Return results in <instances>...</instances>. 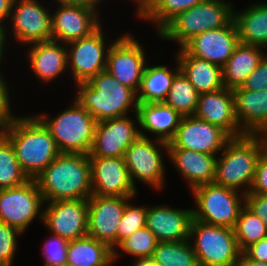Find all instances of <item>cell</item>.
Segmentation results:
<instances>
[{
  "label": "cell",
  "mask_w": 267,
  "mask_h": 266,
  "mask_svg": "<svg viewBox=\"0 0 267 266\" xmlns=\"http://www.w3.org/2000/svg\"><path fill=\"white\" fill-rule=\"evenodd\" d=\"M137 4V16L153 1V0H134Z\"/></svg>",
  "instance_id": "cell-50"
},
{
  "label": "cell",
  "mask_w": 267,
  "mask_h": 266,
  "mask_svg": "<svg viewBox=\"0 0 267 266\" xmlns=\"http://www.w3.org/2000/svg\"><path fill=\"white\" fill-rule=\"evenodd\" d=\"M191 192L197 207L193 209V219L234 228L245 206V194L215 182L200 185Z\"/></svg>",
  "instance_id": "cell-8"
},
{
  "label": "cell",
  "mask_w": 267,
  "mask_h": 266,
  "mask_svg": "<svg viewBox=\"0 0 267 266\" xmlns=\"http://www.w3.org/2000/svg\"><path fill=\"white\" fill-rule=\"evenodd\" d=\"M233 230L241 252L267 236L266 224L246 205L241 209Z\"/></svg>",
  "instance_id": "cell-36"
},
{
  "label": "cell",
  "mask_w": 267,
  "mask_h": 266,
  "mask_svg": "<svg viewBox=\"0 0 267 266\" xmlns=\"http://www.w3.org/2000/svg\"><path fill=\"white\" fill-rule=\"evenodd\" d=\"M263 47L239 43L222 67L223 86L228 89L241 87L265 56ZM264 52V53H263Z\"/></svg>",
  "instance_id": "cell-28"
},
{
  "label": "cell",
  "mask_w": 267,
  "mask_h": 266,
  "mask_svg": "<svg viewBox=\"0 0 267 266\" xmlns=\"http://www.w3.org/2000/svg\"><path fill=\"white\" fill-rule=\"evenodd\" d=\"M258 135L262 139L264 152L267 153V126Z\"/></svg>",
  "instance_id": "cell-51"
},
{
  "label": "cell",
  "mask_w": 267,
  "mask_h": 266,
  "mask_svg": "<svg viewBox=\"0 0 267 266\" xmlns=\"http://www.w3.org/2000/svg\"><path fill=\"white\" fill-rule=\"evenodd\" d=\"M241 88L249 91L267 90V54H265L256 69L247 77Z\"/></svg>",
  "instance_id": "cell-42"
},
{
  "label": "cell",
  "mask_w": 267,
  "mask_h": 266,
  "mask_svg": "<svg viewBox=\"0 0 267 266\" xmlns=\"http://www.w3.org/2000/svg\"><path fill=\"white\" fill-rule=\"evenodd\" d=\"M44 202L92 195L89 155L60 153L36 178Z\"/></svg>",
  "instance_id": "cell-1"
},
{
  "label": "cell",
  "mask_w": 267,
  "mask_h": 266,
  "mask_svg": "<svg viewBox=\"0 0 267 266\" xmlns=\"http://www.w3.org/2000/svg\"><path fill=\"white\" fill-rule=\"evenodd\" d=\"M162 149L166 153H163ZM163 154H168V143L150 138V136L140 135L127 148L124 160L135 187L136 180L155 190L165 186L166 170Z\"/></svg>",
  "instance_id": "cell-9"
},
{
  "label": "cell",
  "mask_w": 267,
  "mask_h": 266,
  "mask_svg": "<svg viewBox=\"0 0 267 266\" xmlns=\"http://www.w3.org/2000/svg\"><path fill=\"white\" fill-rule=\"evenodd\" d=\"M158 244L155 235L147 228L136 230L129 237L122 240L113 250L114 262L119 258L120 251L138 258H152ZM118 248V249H117Z\"/></svg>",
  "instance_id": "cell-37"
},
{
  "label": "cell",
  "mask_w": 267,
  "mask_h": 266,
  "mask_svg": "<svg viewBox=\"0 0 267 266\" xmlns=\"http://www.w3.org/2000/svg\"><path fill=\"white\" fill-rule=\"evenodd\" d=\"M248 259L267 263V236L242 252Z\"/></svg>",
  "instance_id": "cell-45"
},
{
  "label": "cell",
  "mask_w": 267,
  "mask_h": 266,
  "mask_svg": "<svg viewBox=\"0 0 267 266\" xmlns=\"http://www.w3.org/2000/svg\"><path fill=\"white\" fill-rule=\"evenodd\" d=\"M233 3L226 0H204L179 13L157 35L183 47L195 35L227 26L233 20Z\"/></svg>",
  "instance_id": "cell-5"
},
{
  "label": "cell",
  "mask_w": 267,
  "mask_h": 266,
  "mask_svg": "<svg viewBox=\"0 0 267 266\" xmlns=\"http://www.w3.org/2000/svg\"><path fill=\"white\" fill-rule=\"evenodd\" d=\"M67 264L72 266H112L113 250L87 235L68 242Z\"/></svg>",
  "instance_id": "cell-30"
},
{
  "label": "cell",
  "mask_w": 267,
  "mask_h": 266,
  "mask_svg": "<svg viewBox=\"0 0 267 266\" xmlns=\"http://www.w3.org/2000/svg\"><path fill=\"white\" fill-rule=\"evenodd\" d=\"M194 116L222 128L231 137L245 135L236 118L232 89L223 87L200 94Z\"/></svg>",
  "instance_id": "cell-21"
},
{
  "label": "cell",
  "mask_w": 267,
  "mask_h": 266,
  "mask_svg": "<svg viewBox=\"0 0 267 266\" xmlns=\"http://www.w3.org/2000/svg\"><path fill=\"white\" fill-rule=\"evenodd\" d=\"M174 168L183 176L192 191L194 188L212 183L215 179L217 155L181 148H168L166 155Z\"/></svg>",
  "instance_id": "cell-23"
},
{
  "label": "cell",
  "mask_w": 267,
  "mask_h": 266,
  "mask_svg": "<svg viewBox=\"0 0 267 266\" xmlns=\"http://www.w3.org/2000/svg\"><path fill=\"white\" fill-rule=\"evenodd\" d=\"M204 0H153L139 15V19L157 25V34L179 13Z\"/></svg>",
  "instance_id": "cell-32"
},
{
  "label": "cell",
  "mask_w": 267,
  "mask_h": 266,
  "mask_svg": "<svg viewBox=\"0 0 267 266\" xmlns=\"http://www.w3.org/2000/svg\"><path fill=\"white\" fill-rule=\"evenodd\" d=\"M14 1L15 0H0V26L6 27V25L2 23L6 22V19L9 21Z\"/></svg>",
  "instance_id": "cell-46"
},
{
  "label": "cell",
  "mask_w": 267,
  "mask_h": 266,
  "mask_svg": "<svg viewBox=\"0 0 267 266\" xmlns=\"http://www.w3.org/2000/svg\"><path fill=\"white\" fill-rule=\"evenodd\" d=\"M245 205L267 226V195L257 193L245 194Z\"/></svg>",
  "instance_id": "cell-44"
},
{
  "label": "cell",
  "mask_w": 267,
  "mask_h": 266,
  "mask_svg": "<svg viewBox=\"0 0 267 266\" xmlns=\"http://www.w3.org/2000/svg\"><path fill=\"white\" fill-rule=\"evenodd\" d=\"M193 208L178 209L166 205L148 206L146 227L158 242L189 240Z\"/></svg>",
  "instance_id": "cell-22"
},
{
  "label": "cell",
  "mask_w": 267,
  "mask_h": 266,
  "mask_svg": "<svg viewBox=\"0 0 267 266\" xmlns=\"http://www.w3.org/2000/svg\"><path fill=\"white\" fill-rule=\"evenodd\" d=\"M75 85L78 91L74 99L97 122L126 116L129 110L137 113V93L120 83L107 70L98 73L87 82Z\"/></svg>",
  "instance_id": "cell-3"
},
{
  "label": "cell",
  "mask_w": 267,
  "mask_h": 266,
  "mask_svg": "<svg viewBox=\"0 0 267 266\" xmlns=\"http://www.w3.org/2000/svg\"><path fill=\"white\" fill-rule=\"evenodd\" d=\"M38 0H15L10 12L11 35L20 44L51 40V14Z\"/></svg>",
  "instance_id": "cell-17"
},
{
  "label": "cell",
  "mask_w": 267,
  "mask_h": 266,
  "mask_svg": "<svg viewBox=\"0 0 267 266\" xmlns=\"http://www.w3.org/2000/svg\"><path fill=\"white\" fill-rule=\"evenodd\" d=\"M43 225L67 241L88 235V199L45 202Z\"/></svg>",
  "instance_id": "cell-16"
},
{
  "label": "cell",
  "mask_w": 267,
  "mask_h": 266,
  "mask_svg": "<svg viewBox=\"0 0 267 266\" xmlns=\"http://www.w3.org/2000/svg\"><path fill=\"white\" fill-rule=\"evenodd\" d=\"M137 115L141 136L153 134L154 139L169 143L175 136L182 116L173 108L160 103H138ZM144 131V132H142Z\"/></svg>",
  "instance_id": "cell-25"
},
{
  "label": "cell",
  "mask_w": 267,
  "mask_h": 266,
  "mask_svg": "<svg viewBox=\"0 0 267 266\" xmlns=\"http://www.w3.org/2000/svg\"><path fill=\"white\" fill-rule=\"evenodd\" d=\"M96 7L87 2L58 5L51 14V40L68 44L90 36L102 24Z\"/></svg>",
  "instance_id": "cell-13"
},
{
  "label": "cell",
  "mask_w": 267,
  "mask_h": 266,
  "mask_svg": "<svg viewBox=\"0 0 267 266\" xmlns=\"http://www.w3.org/2000/svg\"><path fill=\"white\" fill-rule=\"evenodd\" d=\"M55 139L60 153L89 155L94 141L96 119L75 99L70 107L54 118L35 115Z\"/></svg>",
  "instance_id": "cell-6"
},
{
  "label": "cell",
  "mask_w": 267,
  "mask_h": 266,
  "mask_svg": "<svg viewBox=\"0 0 267 266\" xmlns=\"http://www.w3.org/2000/svg\"><path fill=\"white\" fill-rule=\"evenodd\" d=\"M8 37L7 35V27H2L0 26V64H2L3 61V55H5V42H7L6 38ZM1 67V65H0ZM0 77H4V74L0 71Z\"/></svg>",
  "instance_id": "cell-47"
},
{
  "label": "cell",
  "mask_w": 267,
  "mask_h": 266,
  "mask_svg": "<svg viewBox=\"0 0 267 266\" xmlns=\"http://www.w3.org/2000/svg\"><path fill=\"white\" fill-rule=\"evenodd\" d=\"M233 20L240 43L267 48V2L249 4L239 12L234 9Z\"/></svg>",
  "instance_id": "cell-29"
},
{
  "label": "cell",
  "mask_w": 267,
  "mask_h": 266,
  "mask_svg": "<svg viewBox=\"0 0 267 266\" xmlns=\"http://www.w3.org/2000/svg\"><path fill=\"white\" fill-rule=\"evenodd\" d=\"M3 134L11 142L19 165L30 179H35L60 154L55 139L34 115H18Z\"/></svg>",
  "instance_id": "cell-2"
},
{
  "label": "cell",
  "mask_w": 267,
  "mask_h": 266,
  "mask_svg": "<svg viewBox=\"0 0 267 266\" xmlns=\"http://www.w3.org/2000/svg\"><path fill=\"white\" fill-rule=\"evenodd\" d=\"M9 85L5 81V77H0V134H3L7 128L18 117L12 114L10 107ZM11 109V110H10Z\"/></svg>",
  "instance_id": "cell-41"
},
{
  "label": "cell",
  "mask_w": 267,
  "mask_h": 266,
  "mask_svg": "<svg viewBox=\"0 0 267 266\" xmlns=\"http://www.w3.org/2000/svg\"><path fill=\"white\" fill-rule=\"evenodd\" d=\"M131 266H159L153 258L135 259Z\"/></svg>",
  "instance_id": "cell-49"
},
{
  "label": "cell",
  "mask_w": 267,
  "mask_h": 266,
  "mask_svg": "<svg viewBox=\"0 0 267 266\" xmlns=\"http://www.w3.org/2000/svg\"><path fill=\"white\" fill-rule=\"evenodd\" d=\"M232 91L241 130L245 134H259L267 126V90L249 91L238 87Z\"/></svg>",
  "instance_id": "cell-26"
},
{
  "label": "cell",
  "mask_w": 267,
  "mask_h": 266,
  "mask_svg": "<svg viewBox=\"0 0 267 266\" xmlns=\"http://www.w3.org/2000/svg\"><path fill=\"white\" fill-rule=\"evenodd\" d=\"M199 93L191 82L180 71L174 78L164 103L181 116L194 115L199 99Z\"/></svg>",
  "instance_id": "cell-33"
},
{
  "label": "cell",
  "mask_w": 267,
  "mask_h": 266,
  "mask_svg": "<svg viewBox=\"0 0 267 266\" xmlns=\"http://www.w3.org/2000/svg\"><path fill=\"white\" fill-rule=\"evenodd\" d=\"M135 38L127 32L114 39L108 51L106 70L137 93L148 61Z\"/></svg>",
  "instance_id": "cell-12"
},
{
  "label": "cell",
  "mask_w": 267,
  "mask_h": 266,
  "mask_svg": "<svg viewBox=\"0 0 267 266\" xmlns=\"http://www.w3.org/2000/svg\"><path fill=\"white\" fill-rule=\"evenodd\" d=\"M45 202L35 179L20 186L0 190V222L25 233L38 218L43 222ZM43 205V206H42Z\"/></svg>",
  "instance_id": "cell-10"
},
{
  "label": "cell",
  "mask_w": 267,
  "mask_h": 266,
  "mask_svg": "<svg viewBox=\"0 0 267 266\" xmlns=\"http://www.w3.org/2000/svg\"><path fill=\"white\" fill-rule=\"evenodd\" d=\"M92 195L137 196L124 157H89Z\"/></svg>",
  "instance_id": "cell-19"
},
{
  "label": "cell",
  "mask_w": 267,
  "mask_h": 266,
  "mask_svg": "<svg viewBox=\"0 0 267 266\" xmlns=\"http://www.w3.org/2000/svg\"><path fill=\"white\" fill-rule=\"evenodd\" d=\"M263 151V142L258 134L232 137L218 154L213 182L237 191L243 188L240 192L249 193Z\"/></svg>",
  "instance_id": "cell-4"
},
{
  "label": "cell",
  "mask_w": 267,
  "mask_h": 266,
  "mask_svg": "<svg viewBox=\"0 0 267 266\" xmlns=\"http://www.w3.org/2000/svg\"><path fill=\"white\" fill-rule=\"evenodd\" d=\"M57 5H71V4H80L85 2L84 0H55ZM59 3V4H58Z\"/></svg>",
  "instance_id": "cell-52"
},
{
  "label": "cell",
  "mask_w": 267,
  "mask_h": 266,
  "mask_svg": "<svg viewBox=\"0 0 267 266\" xmlns=\"http://www.w3.org/2000/svg\"><path fill=\"white\" fill-rule=\"evenodd\" d=\"M249 193L267 195V153L264 151L258 159L254 180Z\"/></svg>",
  "instance_id": "cell-43"
},
{
  "label": "cell",
  "mask_w": 267,
  "mask_h": 266,
  "mask_svg": "<svg viewBox=\"0 0 267 266\" xmlns=\"http://www.w3.org/2000/svg\"><path fill=\"white\" fill-rule=\"evenodd\" d=\"M29 180L19 165L11 142L0 134V190L20 186Z\"/></svg>",
  "instance_id": "cell-35"
},
{
  "label": "cell",
  "mask_w": 267,
  "mask_h": 266,
  "mask_svg": "<svg viewBox=\"0 0 267 266\" xmlns=\"http://www.w3.org/2000/svg\"><path fill=\"white\" fill-rule=\"evenodd\" d=\"M152 258L159 266H199L190 240L158 242Z\"/></svg>",
  "instance_id": "cell-34"
},
{
  "label": "cell",
  "mask_w": 267,
  "mask_h": 266,
  "mask_svg": "<svg viewBox=\"0 0 267 266\" xmlns=\"http://www.w3.org/2000/svg\"><path fill=\"white\" fill-rule=\"evenodd\" d=\"M21 234L17 228L0 222V266H12L17 253V236Z\"/></svg>",
  "instance_id": "cell-39"
},
{
  "label": "cell",
  "mask_w": 267,
  "mask_h": 266,
  "mask_svg": "<svg viewBox=\"0 0 267 266\" xmlns=\"http://www.w3.org/2000/svg\"><path fill=\"white\" fill-rule=\"evenodd\" d=\"M105 39L101 25L90 36L67 44L68 69L75 84L87 82L106 70L108 51L114 41L107 44Z\"/></svg>",
  "instance_id": "cell-11"
},
{
  "label": "cell",
  "mask_w": 267,
  "mask_h": 266,
  "mask_svg": "<svg viewBox=\"0 0 267 266\" xmlns=\"http://www.w3.org/2000/svg\"><path fill=\"white\" fill-rule=\"evenodd\" d=\"M134 197L91 195L88 198V235L114 250L122 214Z\"/></svg>",
  "instance_id": "cell-15"
},
{
  "label": "cell",
  "mask_w": 267,
  "mask_h": 266,
  "mask_svg": "<svg viewBox=\"0 0 267 266\" xmlns=\"http://www.w3.org/2000/svg\"><path fill=\"white\" fill-rule=\"evenodd\" d=\"M238 266H267V263L248 259L243 253H241Z\"/></svg>",
  "instance_id": "cell-48"
},
{
  "label": "cell",
  "mask_w": 267,
  "mask_h": 266,
  "mask_svg": "<svg viewBox=\"0 0 267 266\" xmlns=\"http://www.w3.org/2000/svg\"><path fill=\"white\" fill-rule=\"evenodd\" d=\"M176 69H168V66L146 65L139 91L137 92L138 103L164 102L175 76L180 72L179 63L175 56Z\"/></svg>",
  "instance_id": "cell-31"
},
{
  "label": "cell",
  "mask_w": 267,
  "mask_h": 266,
  "mask_svg": "<svg viewBox=\"0 0 267 266\" xmlns=\"http://www.w3.org/2000/svg\"><path fill=\"white\" fill-rule=\"evenodd\" d=\"M43 246L44 266H61L67 264L68 242L66 239L51 234Z\"/></svg>",
  "instance_id": "cell-40"
},
{
  "label": "cell",
  "mask_w": 267,
  "mask_h": 266,
  "mask_svg": "<svg viewBox=\"0 0 267 266\" xmlns=\"http://www.w3.org/2000/svg\"><path fill=\"white\" fill-rule=\"evenodd\" d=\"M134 118L136 121L126 115L98 121L89 157H124L127 148L140 136L137 113Z\"/></svg>",
  "instance_id": "cell-18"
},
{
  "label": "cell",
  "mask_w": 267,
  "mask_h": 266,
  "mask_svg": "<svg viewBox=\"0 0 267 266\" xmlns=\"http://www.w3.org/2000/svg\"><path fill=\"white\" fill-rule=\"evenodd\" d=\"M189 240L199 266H238L242 252L233 228L192 219Z\"/></svg>",
  "instance_id": "cell-7"
},
{
  "label": "cell",
  "mask_w": 267,
  "mask_h": 266,
  "mask_svg": "<svg viewBox=\"0 0 267 266\" xmlns=\"http://www.w3.org/2000/svg\"><path fill=\"white\" fill-rule=\"evenodd\" d=\"M178 50L176 57L180 71L199 94L216 91L224 87L220 66L190 55L183 47Z\"/></svg>",
  "instance_id": "cell-27"
},
{
  "label": "cell",
  "mask_w": 267,
  "mask_h": 266,
  "mask_svg": "<svg viewBox=\"0 0 267 266\" xmlns=\"http://www.w3.org/2000/svg\"><path fill=\"white\" fill-rule=\"evenodd\" d=\"M148 206L127 203L117 231V245L136 230L146 227Z\"/></svg>",
  "instance_id": "cell-38"
},
{
  "label": "cell",
  "mask_w": 267,
  "mask_h": 266,
  "mask_svg": "<svg viewBox=\"0 0 267 266\" xmlns=\"http://www.w3.org/2000/svg\"><path fill=\"white\" fill-rule=\"evenodd\" d=\"M232 137L222 128L194 115L182 116L168 148H181L218 155Z\"/></svg>",
  "instance_id": "cell-14"
},
{
  "label": "cell",
  "mask_w": 267,
  "mask_h": 266,
  "mask_svg": "<svg viewBox=\"0 0 267 266\" xmlns=\"http://www.w3.org/2000/svg\"><path fill=\"white\" fill-rule=\"evenodd\" d=\"M239 43L238 31L232 20L225 27L195 35L183 48L190 55L205 59L222 68Z\"/></svg>",
  "instance_id": "cell-20"
},
{
  "label": "cell",
  "mask_w": 267,
  "mask_h": 266,
  "mask_svg": "<svg viewBox=\"0 0 267 266\" xmlns=\"http://www.w3.org/2000/svg\"><path fill=\"white\" fill-rule=\"evenodd\" d=\"M84 1L87 2V3L94 4L96 6H99L98 4L99 3L101 4L103 2V0H84Z\"/></svg>",
  "instance_id": "cell-53"
},
{
  "label": "cell",
  "mask_w": 267,
  "mask_h": 266,
  "mask_svg": "<svg viewBox=\"0 0 267 266\" xmlns=\"http://www.w3.org/2000/svg\"><path fill=\"white\" fill-rule=\"evenodd\" d=\"M29 45L27 59L30 68L42 83L53 82L67 71V44L50 40Z\"/></svg>",
  "instance_id": "cell-24"
},
{
  "label": "cell",
  "mask_w": 267,
  "mask_h": 266,
  "mask_svg": "<svg viewBox=\"0 0 267 266\" xmlns=\"http://www.w3.org/2000/svg\"><path fill=\"white\" fill-rule=\"evenodd\" d=\"M61 266H72V265H69V264H63V265H61Z\"/></svg>",
  "instance_id": "cell-54"
}]
</instances>
